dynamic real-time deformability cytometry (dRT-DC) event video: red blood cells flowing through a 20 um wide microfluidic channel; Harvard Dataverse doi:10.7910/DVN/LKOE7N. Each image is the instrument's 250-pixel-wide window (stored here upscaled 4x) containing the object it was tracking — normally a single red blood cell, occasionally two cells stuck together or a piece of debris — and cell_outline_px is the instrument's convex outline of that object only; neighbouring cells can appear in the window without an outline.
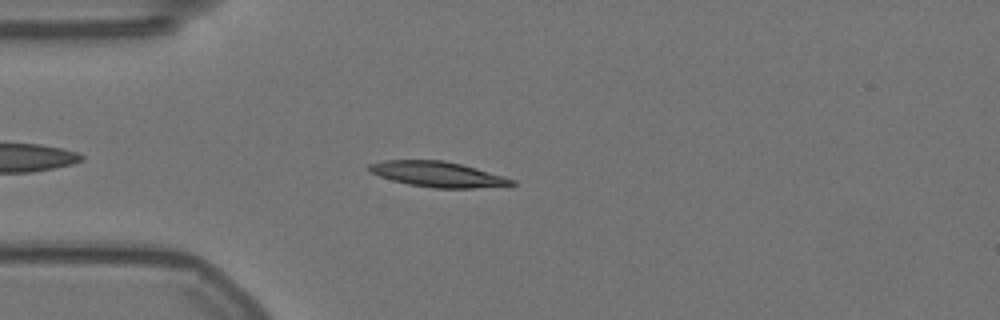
{"species": "Egyptian fruit bat (a non-hibernating species)", "species_latin": "Rousettus aegyptiacus", "temperature_condition": "warm", "stored_images_in_passage": 48, "camera_frame_rate_fps": 3000, "um_per_image_px": 0.085, "animal": {"sex": "female"}, "frame": {"image": 1, "passage_image": 6, "time_ms": 1.667, "image_size_px": [1000, 320], "cell_outline_px": [[516, 184], [472, 188], [432, 188], [408, 184], [392, 180], [368, 172], [368, 164], [384, 160], [444, 160], [476, 168], [504, 176], [516, 180]], "centroid_in_image_um": [37.17, 14.81], "position_along_channel_um": 47.8, "area_um2": 21.04}}
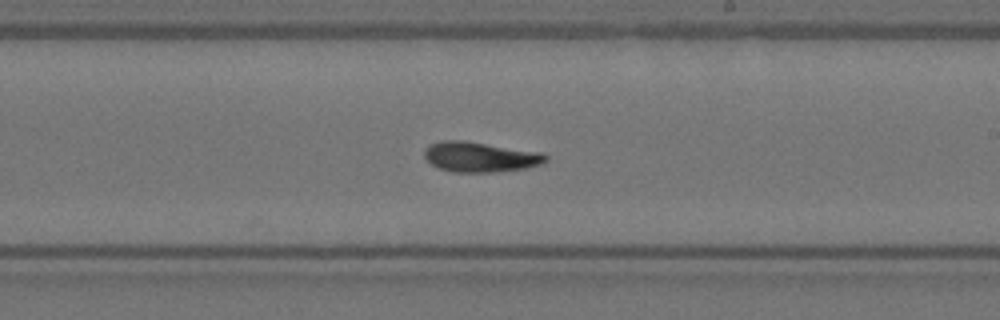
{"frame": {"image": 2, "passage_image": 24, "time_ms": 7.667, "image_size_px": [1000, 320], "cell_outline_px": [[548, 160], [540, 164], [524, 168], [492, 172], [452, 172], [440, 168], [432, 164], [424, 156], [424, 148], [428, 144], [444, 140], [464, 140], [540, 152], [548, 156]], "centroid_in_image_um": [40.78, 13.33], "position_along_channel_um": 248.2, "area_um2": 21.21}}
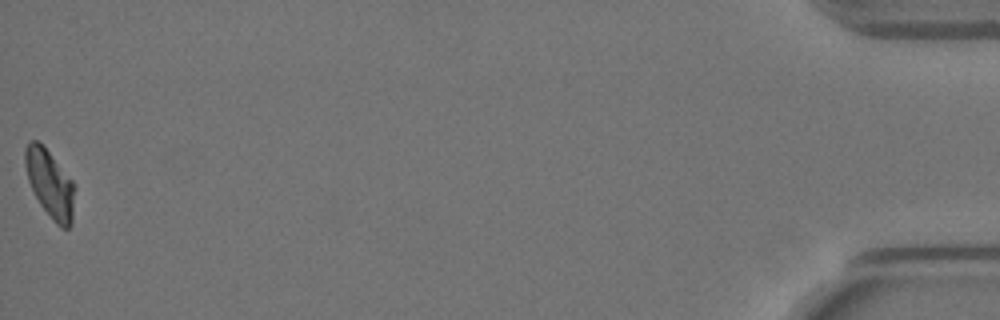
{"frame": {"image": 3, "passage_image": 48, "time_ms": 15.667, "image_size_px": [1000, 320], "cell_outline_px": [[76, 188], [72, 224], [68, 228], [60, 228], [56, 224], [40, 204], [28, 180], [24, 164], [24, 148], [32, 140], [36, 140], [48, 152], [76, 184]], "centroid_in_image_um": [4.27, 15.66], "position_along_channel_um": 430.9, "area_um2": 19.54}, "authors_computed_cell_mechanics": {"area_um2": 20.4612, "velocity_mm_per_s": 3.5427, "shape_relaxation_time_tau1_ms": 7.0782, "shape_relaxation_time_tau2_ms": 10.7454, "deformation_change_tau1": 0.2068, "deformation_change_tau2": 0.1446}}